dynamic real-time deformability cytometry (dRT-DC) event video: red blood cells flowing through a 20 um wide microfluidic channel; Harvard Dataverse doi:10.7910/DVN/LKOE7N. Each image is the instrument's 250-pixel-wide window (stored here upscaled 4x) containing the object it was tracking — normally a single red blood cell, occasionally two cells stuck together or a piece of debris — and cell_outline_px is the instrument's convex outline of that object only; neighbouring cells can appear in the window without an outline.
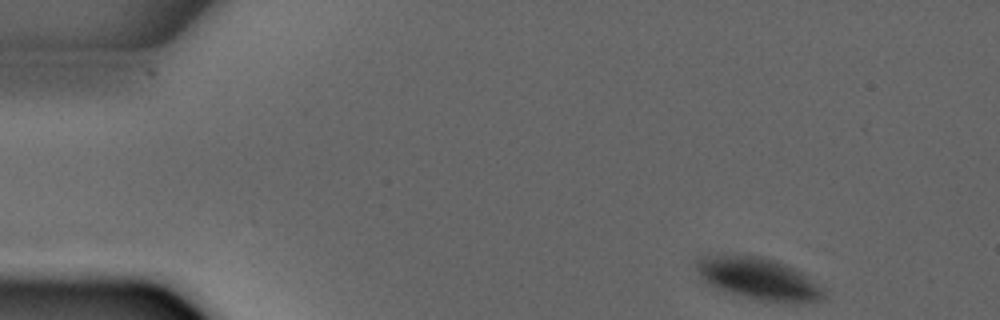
{"species": "common noctule bat (a hibernating species)", "species_latin": "Nyctalus noctula", "temperature_condition": "warm", "stored_images_in_passage": 4, "camera_frame_rate_fps": 3000, "um_per_image_px": 0.085, "animal": {"sex": "male", "forearm_length_mm": 52.5}, "frame": {"image": 1, "passage_image": 1, "time_ms": 0.0, "image_size_px": [1000, 320], "cell_outline_px": [[828, 296], [820, 300], [768, 300], [748, 296], [732, 292], [712, 284], [704, 280], [696, 268], [696, 260], [700, 256], [716, 252], [764, 256], [776, 260], [796, 268], [808, 276], [824, 288]], "centroid_in_image_um": [64.45, 23.57], "position_along_channel_um": 20.5, "area_um2": 30.69}}